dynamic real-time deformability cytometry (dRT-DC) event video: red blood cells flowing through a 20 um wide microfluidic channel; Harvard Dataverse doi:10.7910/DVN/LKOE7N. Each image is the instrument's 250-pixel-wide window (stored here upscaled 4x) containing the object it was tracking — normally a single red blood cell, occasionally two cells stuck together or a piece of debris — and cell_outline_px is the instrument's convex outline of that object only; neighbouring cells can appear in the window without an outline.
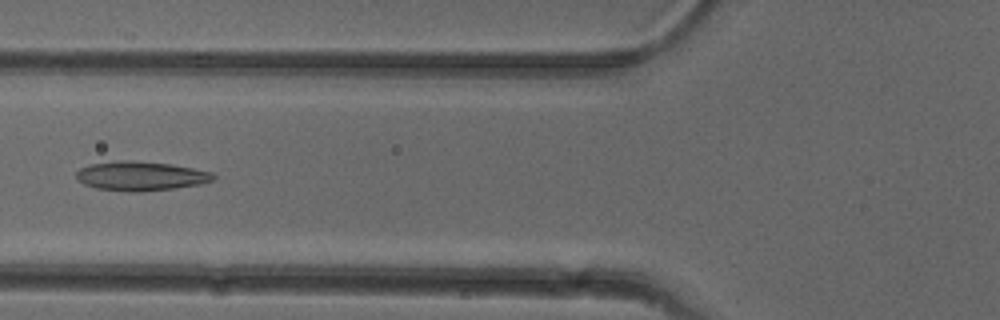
{"species": "common noctule bat (a hibernating species)", "species_latin": "Nyctalus noctula", "temperature_condition": "cold", "stored_images_in_passage": 51, "camera_frame_rate_fps": 3000, "um_per_image_px": 0.085, "animal": {"sex": "female"}, "frame": {"image": 1, "passage_image": 20, "time_ms": 6.333, "image_size_px": [1000, 320], "cell_outline_px": [[216, 176], [212, 180], [200, 184], [172, 188], [140, 192], [128, 192], [96, 188], [84, 184], [76, 180], [76, 172], [80, 168], [92, 164], [120, 160], [128, 160], [168, 164], [192, 168], [212, 172]], "centroid_in_image_um": [11.92, 14.97], "position_along_channel_um": 113.9, "area_um2": 23.18}}
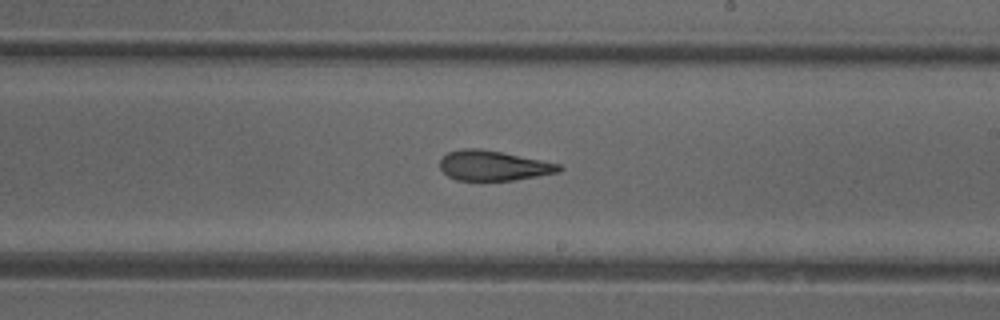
{"frame": {"image": 2, "passage_image": 30, "time_ms": 9.667, "image_size_px": [1000, 320], "cell_outline_px": [[564, 168], [560, 172], [516, 180], [456, 180], [448, 176], [440, 168], [440, 160], [448, 152], [464, 148], [480, 148], [560, 164]], "centroid_in_image_um": [41.94, 14.08], "position_along_channel_um": 247.1, "area_um2": 20.69}}
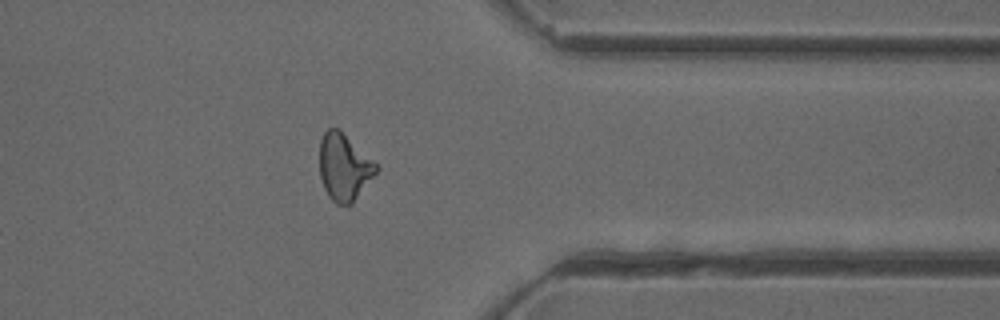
{"frame": {"image": 3, "passage_image": 41, "time_ms": 13.333, "image_size_px": [1000, 320], "cell_outline_px": [[380, 168], [352, 204], [336, 204], [328, 196], [324, 188], [320, 176], [320, 140], [324, 132], [328, 128], [336, 128], [376, 164]], "centroid_in_image_um": [29.22, 14.25], "position_along_channel_um": 382.2, "area_um2": 21.5}, "authors_computed_cell_mechanics": {"area_um2": 22.3686, "velocity_mm_per_s": 3.9809, "shape_relaxation_time_tau1_ms": null, "shape_relaxation_time_tau2_ms": 3.0946, "deformation_change_tau1": null, "deformation_change_tau2": 0.1164}}